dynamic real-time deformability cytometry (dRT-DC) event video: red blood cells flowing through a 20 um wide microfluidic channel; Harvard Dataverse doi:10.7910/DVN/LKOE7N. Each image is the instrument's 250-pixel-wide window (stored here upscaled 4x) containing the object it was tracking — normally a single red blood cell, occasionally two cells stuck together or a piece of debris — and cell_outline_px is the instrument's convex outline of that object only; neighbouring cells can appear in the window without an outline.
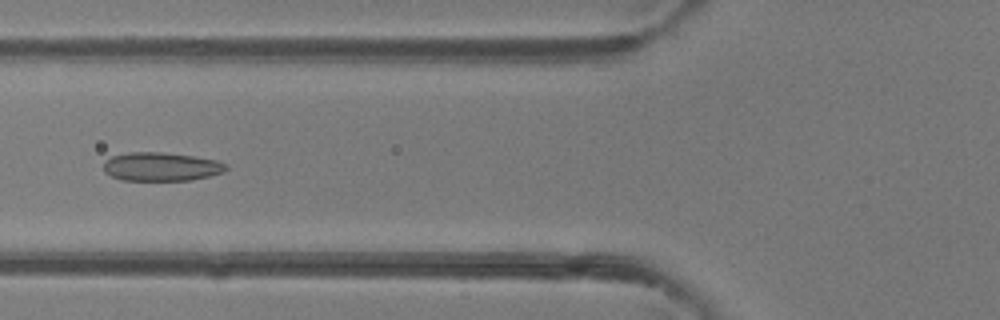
{"species": "common noctule bat (a hibernating species)", "species_latin": "Nyctalus noctula", "temperature_condition": "room temperature", "stored_images_in_passage": 46, "camera_frame_rate_fps": 3000, "um_per_image_px": 0.085, "animal": {"sex": "female"}, "frame": {"image": 1, "passage_image": 17, "time_ms": 5.333, "image_size_px": [1000, 320], "cell_outline_px": [[228, 168], [224, 172], [192, 180], [124, 180], [112, 176], [104, 172], [104, 164], [112, 156], [128, 152], [160, 152], [192, 156], [216, 160], [228, 164]], "centroid_in_image_um": [13.73, 14.17], "position_along_channel_um": 112.1, "area_um2": 20.29}}
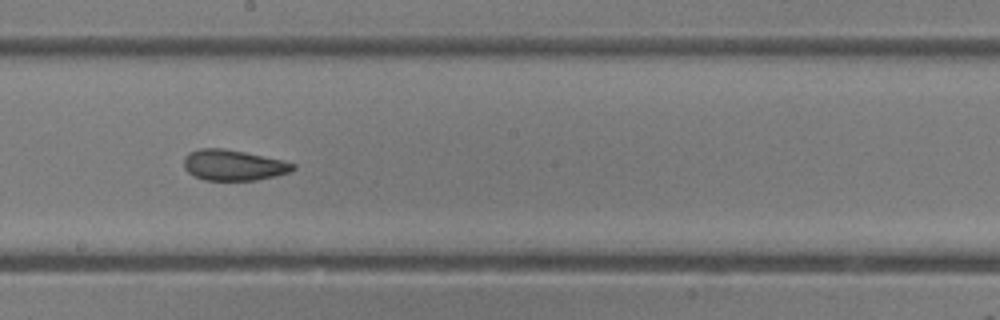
{"frame": {"image": 2, "passage_image": 25, "time_ms": 8.0, "image_size_px": [1000, 320], "cell_outline_px": [[296, 168], [292, 172], [276, 176], [256, 180], [204, 180], [188, 172], [184, 168], [184, 156], [188, 152], [200, 148], [224, 148], [244, 152], [280, 160], [296, 164]], "centroid_in_image_um": [19.84, 14.04], "position_along_channel_um": 228.4, "area_um2": 19.54}}
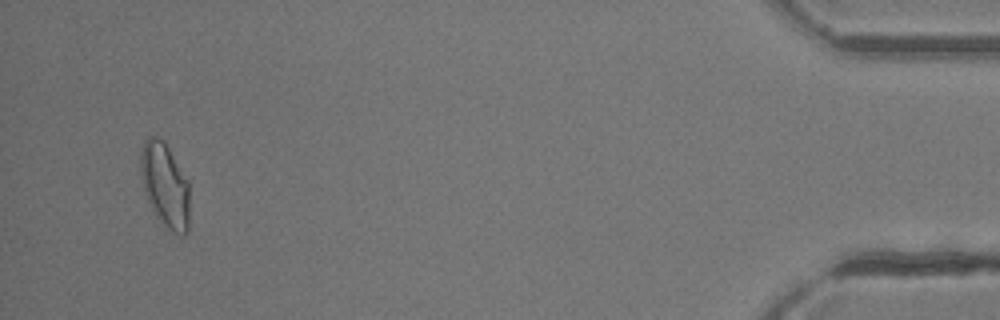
{"frame": {"image": 3, "passage_image": 44, "time_ms": 14.333, "image_size_px": [1000, 320], "cell_outline_px": [[188, 232], [184, 236], [180, 236], [172, 232], [156, 216], [144, 192], [140, 172], [140, 148], [144, 140], [148, 136], [156, 136], [164, 140], [188, 180]], "centroid_in_image_um": [14.0, 15.7], "position_along_channel_um": 421.2, "area_um2": 24.22}, "authors_computed_cell_mechanics": {"area_um2": 20.8947, "velocity_mm_per_s": 4.3474, "shape_relaxation_time_tau1_ms": null, "shape_relaxation_time_tau2_ms": 1.8172, "deformation_change_tau1": null, "deformation_change_tau2": 0.0827}}